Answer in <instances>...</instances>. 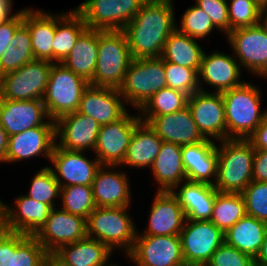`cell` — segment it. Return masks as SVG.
Returning <instances> with one entry per match:
<instances>
[{"mask_svg":"<svg viewBox=\"0 0 267 266\" xmlns=\"http://www.w3.org/2000/svg\"><path fill=\"white\" fill-rule=\"evenodd\" d=\"M116 168L117 166H101L97 170L91 184L96 207H129L131 205L127 174L116 171Z\"/></svg>","mask_w":267,"mask_h":266,"instance_id":"d4e9b609","label":"cell"},{"mask_svg":"<svg viewBox=\"0 0 267 266\" xmlns=\"http://www.w3.org/2000/svg\"><path fill=\"white\" fill-rule=\"evenodd\" d=\"M60 185L57 182L51 167H44L35 174L26 196L37 202H43L55 208V198H60Z\"/></svg>","mask_w":267,"mask_h":266,"instance_id":"60d3db41","label":"cell"},{"mask_svg":"<svg viewBox=\"0 0 267 266\" xmlns=\"http://www.w3.org/2000/svg\"><path fill=\"white\" fill-rule=\"evenodd\" d=\"M265 119L267 120V109H266V113H265Z\"/></svg>","mask_w":267,"mask_h":266,"instance_id":"94428289","label":"cell"},{"mask_svg":"<svg viewBox=\"0 0 267 266\" xmlns=\"http://www.w3.org/2000/svg\"><path fill=\"white\" fill-rule=\"evenodd\" d=\"M9 135L0 124V162H4L8 150Z\"/></svg>","mask_w":267,"mask_h":266,"instance_id":"f5cc1de1","label":"cell"},{"mask_svg":"<svg viewBox=\"0 0 267 266\" xmlns=\"http://www.w3.org/2000/svg\"><path fill=\"white\" fill-rule=\"evenodd\" d=\"M203 53L204 50L196 42V38L175 29L165 42L161 58L199 72Z\"/></svg>","mask_w":267,"mask_h":266,"instance_id":"d590c367","label":"cell"},{"mask_svg":"<svg viewBox=\"0 0 267 266\" xmlns=\"http://www.w3.org/2000/svg\"><path fill=\"white\" fill-rule=\"evenodd\" d=\"M189 95L172 88H163L152 95L139 109V116H162L188 106Z\"/></svg>","mask_w":267,"mask_h":266,"instance_id":"f35d334b","label":"cell"},{"mask_svg":"<svg viewBox=\"0 0 267 266\" xmlns=\"http://www.w3.org/2000/svg\"><path fill=\"white\" fill-rule=\"evenodd\" d=\"M139 117L141 121L148 123L162 141L182 146L206 140L199 131L188 106L171 114Z\"/></svg>","mask_w":267,"mask_h":266,"instance_id":"ffe728a7","label":"cell"},{"mask_svg":"<svg viewBox=\"0 0 267 266\" xmlns=\"http://www.w3.org/2000/svg\"><path fill=\"white\" fill-rule=\"evenodd\" d=\"M89 85L83 77L76 75L62 63H52L42 99L48 117L56 121L64 115L76 112L82 93Z\"/></svg>","mask_w":267,"mask_h":266,"instance_id":"8992f818","label":"cell"},{"mask_svg":"<svg viewBox=\"0 0 267 266\" xmlns=\"http://www.w3.org/2000/svg\"><path fill=\"white\" fill-rule=\"evenodd\" d=\"M52 255L64 266H105L112 251L104 243L86 237L61 246Z\"/></svg>","mask_w":267,"mask_h":266,"instance_id":"4dcf8cb0","label":"cell"},{"mask_svg":"<svg viewBox=\"0 0 267 266\" xmlns=\"http://www.w3.org/2000/svg\"><path fill=\"white\" fill-rule=\"evenodd\" d=\"M266 232V222L246 215L225 232V243L255 259Z\"/></svg>","mask_w":267,"mask_h":266,"instance_id":"d6a6232c","label":"cell"},{"mask_svg":"<svg viewBox=\"0 0 267 266\" xmlns=\"http://www.w3.org/2000/svg\"><path fill=\"white\" fill-rule=\"evenodd\" d=\"M180 239L185 264L205 266L225 242V235L210 220L186 219Z\"/></svg>","mask_w":267,"mask_h":266,"instance_id":"30bf717a","label":"cell"},{"mask_svg":"<svg viewBox=\"0 0 267 266\" xmlns=\"http://www.w3.org/2000/svg\"><path fill=\"white\" fill-rule=\"evenodd\" d=\"M128 209L96 207L86 219L87 237L104 243L112 252L118 248L124 249L127 256L133 249L138 232L131 215L127 213Z\"/></svg>","mask_w":267,"mask_h":266,"instance_id":"5b68a950","label":"cell"},{"mask_svg":"<svg viewBox=\"0 0 267 266\" xmlns=\"http://www.w3.org/2000/svg\"><path fill=\"white\" fill-rule=\"evenodd\" d=\"M100 127L93 118L77 111L64 115L55 121L56 145L69 151H93Z\"/></svg>","mask_w":267,"mask_h":266,"instance_id":"d6986e66","label":"cell"},{"mask_svg":"<svg viewBox=\"0 0 267 266\" xmlns=\"http://www.w3.org/2000/svg\"><path fill=\"white\" fill-rule=\"evenodd\" d=\"M188 107L199 131L206 139H226L225 107L220 92L198 90L189 96Z\"/></svg>","mask_w":267,"mask_h":266,"instance_id":"9a60e30c","label":"cell"},{"mask_svg":"<svg viewBox=\"0 0 267 266\" xmlns=\"http://www.w3.org/2000/svg\"><path fill=\"white\" fill-rule=\"evenodd\" d=\"M14 203L16 210L1 201V228L35 236L46 224L52 208L26 195L16 197Z\"/></svg>","mask_w":267,"mask_h":266,"instance_id":"2e32d148","label":"cell"},{"mask_svg":"<svg viewBox=\"0 0 267 266\" xmlns=\"http://www.w3.org/2000/svg\"><path fill=\"white\" fill-rule=\"evenodd\" d=\"M87 29L82 16L75 9L56 14V30L52 44L53 63H61Z\"/></svg>","mask_w":267,"mask_h":266,"instance_id":"e575fe53","label":"cell"},{"mask_svg":"<svg viewBox=\"0 0 267 266\" xmlns=\"http://www.w3.org/2000/svg\"><path fill=\"white\" fill-rule=\"evenodd\" d=\"M216 147V143L210 139L182 145L181 154L187 181L215 184L218 162Z\"/></svg>","mask_w":267,"mask_h":266,"instance_id":"484cf974","label":"cell"},{"mask_svg":"<svg viewBox=\"0 0 267 266\" xmlns=\"http://www.w3.org/2000/svg\"><path fill=\"white\" fill-rule=\"evenodd\" d=\"M146 0H86L74 8L88 29L123 30Z\"/></svg>","mask_w":267,"mask_h":266,"instance_id":"9c48e42d","label":"cell"},{"mask_svg":"<svg viewBox=\"0 0 267 266\" xmlns=\"http://www.w3.org/2000/svg\"><path fill=\"white\" fill-rule=\"evenodd\" d=\"M141 121L139 113L128 112L119 120L100 127L94 153L101 166L120 167L125 159L136 125Z\"/></svg>","mask_w":267,"mask_h":266,"instance_id":"8fae6325","label":"cell"},{"mask_svg":"<svg viewBox=\"0 0 267 266\" xmlns=\"http://www.w3.org/2000/svg\"><path fill=\"white\" fill-rule=\"evenodd\" d=\"M44 266H64L62 263H60L53 255H48Z\"/></svg>","mask_w":267,"mask_h":266,"instance_id":"11a10c76","label":"cell"},{"mask_svg":"<svg viewBox=\"0 0 267 266\" xmlns=\"http://www.w3.org/2000/svg\"><path fill=\"white\" fill-rule=\"evenodd\" d=\"M217 28L211 18L198 7L196 4L185 10L182 19L181 27L176 26V29L192 38L203 39Z\"/></svg>","mask_w":267,"mask_h":266,"instance_id":"7bdbcfd3","label":"cell"},{"mask_svg":"<svg viewBox=\"0 0 267 266\" xmlns=\"http://www.w3.org/2000/svg\"><path fill=\"white\" fill-rule=\"evenodd\" d=\"M254 149L267 150V120L264 119L256 130L247 138Z\"/></svg>","mask_w":267,"mask_h":266,"instance_id":"f907efd6","label":"cell"},{"mask_svg":"<svg viewBox=\"0 0 267 266\" xmlns=\"http://www.w3.org/2000/svg\"><path fill=\"white\" fill-rule=\"evenodd\" d=\"M127 256L136 266L185 265L178 235H136L133 249Z\"/></svg>","mask_w":267,"mask_h":266,"instance_id":"4fadbf2b","label":"cell"},{"mask_svg":"<svg viewBox=\"0 0 267 266\" xmlns=\"http://www.w3.org/2000/svg\"><path fill=\"white\" fill-rule=\"evenodd\" d=\"M51 61L34 59L0 77V98L42 100L52 67Z\"/></svg>","mask_w":267,"mask_h":266,"instance_id":"ba28073f","label":"cell"},{"mask_svg":"<svg viewBox=\"0 0 267 266\" xmlns=\"http://www.w3.org/2000/svg\"><path fill=\"white\" fill-rule=\"evenodd\" d=\"M255 266H267V232L261 248L254 259Z\"/></svg>","mask_w":267,"mask_h":266,"instance_id":"db71d44e","label":"cell"},{"mask_svg":"<svg viewBox=\"0 0 267 266\" xmlns=\"http://www.w3.org/2000/svg\"><path fill=\"white\" fill-rule=\"evenodd\" d=\"M205 266H254V259L224 242Z\"/></svg>","mask_w":267,"mask_h":266,"instance_id":"bcb514c9","label":"cell"},{"mask_svg":"<svg viewBox=\"0 0 267 266\" xmlns=\"http://www.w3.org/2000/svg\"><path fill=\"white\" fill-rule=\"evenodd\" d=\"M162 142L148 123L140 121L136 125L121 166L125 164L135 168L151 167L160 152Z\"/></svg>","mask_w":267,"mask_h":266,"instance_id":"1f68e13d","label":"cell"},{"mask_svg":"<svg viewBox=\"0 0 267 266\" xmlns=\"http://www.w3.org/2000/svg\"><path fill=\"white\" fill-rule=\"evenodd\" d=\"M97 58L98 30L87 29L61 63L90 84L93 81Z\"/></svg>","mask_w":267,"mask_h":266,"instance_id":"836d02e7","label":"cell"},{"mask_svg":"<svg viewBox=\"0 0 267 266\" xmlns=\"http://www.w3.org/2000/svg\"><path fill=\"white\" fill-rule=\"evenodd\" d=\"M55 144V121L48 119L42 126L9 136L8 150L3 163H14L41 155L50 161Z\"/></svg>","mask_w":267,"mask_h":266,"instance_id":"ac0fdd59","label":"cell"},{"mask_svg":"<svg viewBox=\"0 0 267 266\" xmlns=\"http://www.w3.org/2000/svg\"><path fill=\"white\" fill-rule=\"evenodd\" d=\"M228 3L229 32L260 23L261 8L255 0H230Z\"/></svg>","mask_w":267,"mask_h":266,"instance_id":"ee69618b","label":"cell"},{"mask_svg":"<svg viewBox=\"0 0 267 266\" xmlns=\"http://www.w3.org/2000/svg\"><path fill=\"white\" fill-rule=\"evenodd\" d=\"M173 0H146L123 29L133 59L161 58L167 38L176 29Z\"/></svg>","mask_w":267,"mask_h":266,"instance_id":"6da1fadb","label":"cell"},{"mask_svg":"<svg viewBox=\"0 0 267 266\" xmlns=\"http://www.w3.org/2000/svg\"><path fill=\"white\" fill-rule=\"evenodd\" d=\"M62 210L85 219L94 211L96 204L92 187L88 185H72L60 190Z\"/></svg>","mask_w":267,"mask_h":266,"instance_id":"ab89813d","label":"cell"},{"mask_svg":"<svg viewBox=\"0 0 267 266\" xmlns=\"http://www.w3.org/2000/svg\"><path fill=\"white\" fill-rule=\"evenodd\" d=\"M0 210H1V200H0ZM0 227H1V211H0Z\"/></svg>","mask_w":267,"mask_h":266,"instance_id":"680465c9","label":"cell"},{"mask_svg":"<svg viewBox=\"0 0 267 266\" xmlns=\"http://www.w3.org/2000/svg\"><path fill=\"white\" fill-rule=\"evenodd\" d=\"M50 161L51 166L60 188L72 185L91 186L97 170L101 167L99 160L86 158L84 152L69 151L56 144Z\"/></svg>","mask_w":267,"mask_h":266,"instance_id":"e0dca14e","label":"cell"},{"mask_svg":"<svg viewBox=\"0 0 267 266\" xmlns=\"http://www.w3.org/2000/svg\"><path fill=\"white\" fill-rule=\"evenodd\" d=\"M242 69L231 55L215 51L203 53L198 79L216 88L215 92H224L244 83L240 81Z\"/></svg>","mask_w":267,"mask_h":266,"instance_id":"4316f807","label":"cell"},{"mask_svg":"<svg viewBox=\"0 0 267 266\" xmlns=\"http://www.w3.org/2000/svg\"><path fill=\"white\" fill-rule=\"evenodd\" d=\"M255 2L261 9L267 7V0H255Z\"/></svg>","mask_w":267,"mask_h":266,"instance_id":"6f0895ef","label":"cell"},{"mask_svg":"<svg viewBox=\"0 0 267 266\" xmlns=\"http://www.w3.org/2000/svg\"><path fill=\"white\" fill-rule=\"evenodd\" d=\"M225 107L226 139H247L265 119L260 89L244 82L221 92Z\"/></svg>","mask_w":267,"mask_h":266,"instance_id":"7a4b0ae2","label":"cell"},{"mask_svg":"<svg viewBox=\"0 0 267 266\" xmlns=\"http://www.w3.org/2000/svg\"><path fill=\"white\" fill-rule=\"evenodd\" d=\"M34 55L28 28L22 24L0 60V77L11 71L18 70L27 62L33 61Z\"/></svg>","mask_w":267,"mask_h":266,"instance_id":"74e56055","label":"cell"},{"mask_svg":"<svg viewBox=\"0 0 267 266\" xmlns=\"http://www.w3.org/2000/svg\"><path fill=\"white\" fill-rule=\"evenodd\" d=\"M246 215L241 193H216L210 221L224 234Z\"/></svg>","mask_w":267,"mask_h":266,"instance_id":"8d00e7d4","label":"cell"},{"mask_svg":"<svg viewBox=\"0 0 267 266\" xmlns=\"http://www.w3.org/2000/svg\"><path fill=\"white\" fill-rule=\"evenodd\" d=\"M149 213L146 232L137 235L180 236L187 218L172 191H157Z\"/></svg>","mask_w":267,"mask_h":266,"instance_id":"603a6c76","label":"cell"},{"mask_svg":"<svg viewBox=\"0 0 267 266\" xmlns=\"http://www.w3.org/2000/svg\"><path fill=\"white\" fill-rule=\"evenodd\" d=\"M264 18V19H263ZM260 23L265 27L267 30V7L261 9V19Z\"/></svg>","mask_w":267,"mask_h":266,"instance_id":"9f6ffc18","label":"cell"},{"mask_svg":"<svg viewBox=\"0 0 267 266\" xmlns=\"http://www.w3.org/2000/svg\"><path fill=\"white\" fill-rule=\"evenodd\" d=\"M42 10L23 9V24L28 28L35 59L53 62V40L56 30V14Z\"/></svg>","mask_w":267,"mask_h":266,"instance_id":"f1b7e54d","label":"cell"},{"mask_svg":"<svg viewBox=\"0 0 267 266\" xmlns=\"http://www.w3.org/2000/svg\"><path fill=\"white\" fill-rule=\"evenodd\" d=\"M12 0H0V24L6 22L8 19H10L13 14L12 11ZM12 13V14H11Z\"/></svg>","mask_w":267,"mask_h":266,"instance_id":"816d5d0a","label":"cell"},{"mask_svg":"<svg viewBox=\"0 0 267 266\" xmlns=\"http://www.w3.org/2000/svg\"><path fill=\"white\" fill-rule=\"evenodd\" d=\"M23 24V9L19 10L8 19L0 24V60L14 36L16 30Z\"/></svg>","mask_w":267,"mask_h":266,"instance_id":"c3c4849f","label":"cell"},{"mask_svg":"<svg viewBox=\"0 0 267 266\" xmlns=\"http://www.w3.org/2000/svg\"><path fill=\"white\" fill-rule=\"evenodd\" d=\"M48 255L34 236L0 227V266H44Z\"/></svg>","mask_w":267,"mask_h":266,"instance_id":"44dd1931","label":"cell"},{"mask_svg":"<svg viewBox=\"0 0 267 266\" xmlns=\"http://www.w3.org/2000/svg\"><path fill=\"white\" fill-rule=\"evenodd\" d=\"M219 143L214 187L222 193H241L252 182L255 149L247 139H225Z\"/></svg>","mask_w":267,"mask_h":266,"instance_id":"3957f363","label":"cell"},{"mask_svg":"<svg viewBox=\"0 0 267 266\" xmlns=\"http://www.w3.org/2000/svg\"><path fill=\"white\" fill-rule=\"evenodd\" d=\"M177 185L172 193L177 197L187 219L206 221L210 220L213 211L216 193L214 185L184 181ZM177 187L180 190L176 192Z\"/></svg>","mask_w":267,"mask_h":266,"instance_id":"83f0119b","label":"cell"},{"mask_svg":"<svg viewBox=\"0 0 267 266\" xmlns=\"http://www.w3.org/2000/svg\"><path fill=\"white\" fill-rule=\"evenodd\" d=\"M195 2L211 18L217 29L224 31L225 35L229 33L227 0H195Z\"/></svg>","mask_w":267,"mask_h":266,"instance_id":"7dc6e473","label":"cell"},{"mask_svg":"<svg viewBox=\"0 0 267 266\" xmlns=\"http://www.w3.org/2000/svg\"><path fill=\"white\" fill-rule=\"evenodd\" d=\"M228 43L240 66L256 76L267 78V30L259 23L254 26L231 30Z\"/></svg>","mask_w":267,"mask_h":266,"instance_id":"7c38bea8","label":"cell"},{"mask_svg":"<svg viewBox=\"0 0 267 266\" xmlns=\"http://www.w3.org/2000/svg\"><path fill=\"white\" fill-rule=\"evenodd\" d=\"M48 119L50 118L42 100L17 101L0 98V124L9 136L42 126Z\"/></svg>","mask_w":267,"mask_h":266,"instance_id":"cb8c5ba5","label":"cell"},{"mask_svg":"<svg viewBox=\"0 0 267 266\" xmlns=\"http://www.w3.org/2000/svg\"><path fill=\"white\" fill-rule=\"evenodd\" d=\"M241 195L247 215L267 223V182L252 181Z\"/></svg>","mask_w":267,"mask_h":266,"instance_id":"f6af8a7d","label":"cell"},{"mask_svg":"<svg viewBox=\"0 0 267 266\" xmlns=\"http://www.w3.org/2000/svg\"><path fill=\"white\" fill-rule=\"evenodd\" d=\"M164 66L168 88L185 92L189 96L198 90L204 89L201 85L202 79H198V72L195 69L187 68L165 60Z\"/></svg>","mask_w":267,"mask_h":266,"instance_id":"b9f144b4","label":"cell"},{"mask_svg":"<svg viewBox=\"0 0 267 266\" xmlns=\"http://www.w3.org/2000/svg\"><path fill=\"white\" fill-rule=\"evenodd\" d=\"M132 59L123 30H98V58L90 85L118 89Z\"/></svg>","mask_w":267,"mask_h":266,"instance_id":"277c9868","label":"cell"},{"mask_svg":"<svg viewBox=\"0 0 267 266\" xmlns=\"http://www.w3.org/2000/svg\"><path fill=\"white\" fill-rule=\"evenodd\" d=\"M167 87L162 58L132 59L118 88L126 105L140 109L159 90Z\"/></svg>","mask_w":267,"mask_h":266,"instance_id":"52a82bcc","label":"cell"},{"mask_svg":"<svg viewBox=\"0 0 267 266\" xmlns=\"http://www.w3.org/2000/svg\"><path fill=\"white\" fill-rule=\"evenodd\" d=\"M105 266H118L117 264H107V265H105Z\"/></svg>","mask_w":267,"mask_h":266,"instance_id":"91938a15","label":"cell"},{"mask_svg":"<svg viewBox=\"0 0 267 266\" xmlns=\"http://www.w3.org/2000/svg\"><path fill=\"white\" fill-rule=\"evenodd\" d=\"M34 237L52 255L61 246L87 237L86 219L61 208H52L46 224Z\"/></svg>","mask_w":267,"mask_h":266,"instance_id":"5bb4252c","label":"cell"},{"mask_svg":"<svg viewBox=\"0 0 267 266\" xmlns=\"http://www.w3.org/2000/svg\"><path fill=\"white\" fill-rule=\"evenodd\" d=\"M181 148L179 144L162 142L160 152L150 167L153 178L159 184L157 191H172L187 180Z\"/></svg>","mask_w":267,"mask_h":266,"instance_id":"f546056e","label":"cell"},{"mask_svg":"<svg viewBox=\"0 0 267 266\" xmlns=\"http://www.w3.org/2000/svg\"><path fill=\"white\" fill-rule=\"evenodd\" d=\"M252 181L267 182V150L255 149Z\"/></svg>","mask_w":267,"mask_h":266,"instance_id":"681fc988","label":"cell"},{"mask_svg":"<svg viewBox=\"0 0 267 266\" xmlns=\"http://www.w3.org/2000/svg\"><path fill=\"white\" fill-rule=\"evenodd\" d=\"M116 88L89 85L82 93L77 112L90 116L100 126L122 118L128 110Z\"/></svg>","mask_w":267,"mask_h":266,"instance_id":"7402d4cb","label":"cell"}]
</instances>
